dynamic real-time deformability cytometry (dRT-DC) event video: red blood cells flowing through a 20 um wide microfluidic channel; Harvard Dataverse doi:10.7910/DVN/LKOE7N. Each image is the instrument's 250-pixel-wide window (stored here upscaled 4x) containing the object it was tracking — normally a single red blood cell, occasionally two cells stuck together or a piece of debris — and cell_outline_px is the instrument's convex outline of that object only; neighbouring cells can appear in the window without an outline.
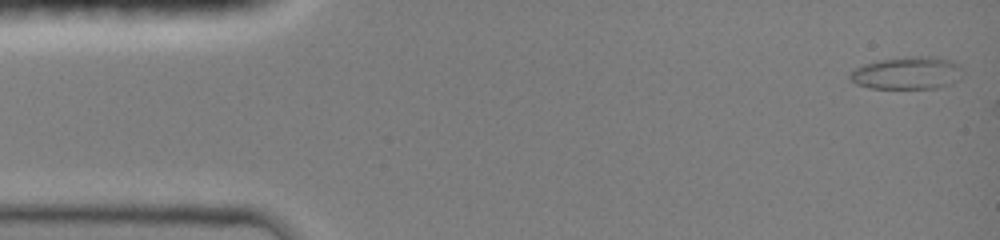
{"species": "common noctule bat (a hibernating species)", "species_latin": "Nyctalus noctula", "temperature_condition": "room temperature", "stored_images_in_passage": 3, "camera_frame_rate_fps": 3000, "um_per_image_px": 0.085, "animal": {"sex": "female", "body_mass_g": 19.0, "forearm_length_mm": 51.5}, "frame": {"image": 1, "passage_image": 1, "time_ms": 0.0, "image_size_px": [1000, 240], "cell_outline_px": [[960, 76], [948, 84], [936, 88], [872, 88], [856, 84], [848, 76], [848, 72], [864, 64], [876, 60], [912, 56], [932, 56], [956, 64], [960, 68]], "centroid_in_image_um": [77.0, 6.2], "position_along_channel_um": 8.0, "area_um2": 20.92}}